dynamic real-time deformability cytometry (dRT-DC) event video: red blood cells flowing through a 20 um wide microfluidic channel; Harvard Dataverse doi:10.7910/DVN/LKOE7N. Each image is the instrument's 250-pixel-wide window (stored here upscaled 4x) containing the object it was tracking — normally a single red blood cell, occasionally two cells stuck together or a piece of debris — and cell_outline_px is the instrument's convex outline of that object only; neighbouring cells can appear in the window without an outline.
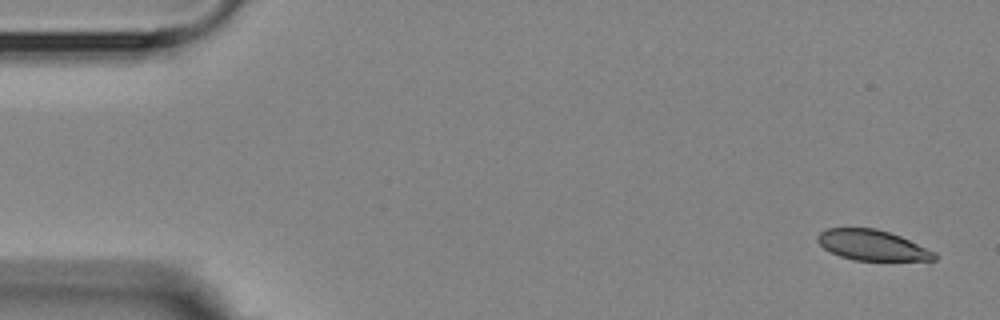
{"species": "Egyptian fruit bat (a non-hibernating species)", "species_latin": "Rousettus aegyptiacus", "temperature_condition": "room temperature", "stored_images_in_passage": 5, "camera_frame_rate_fps": 3000, "um_per_image_px": 0.085, "animal": {"sex": "female"}, "frame": {"image": 1, "passage_image": 1, "time_ms": 0.0, "image_size_px": [1000, 320], "cell_outline_px": [[936, 260], [856, 260], [840, 256], [824, 248], [816, 240], [816, 236], [820, 232], [828, 228], [876, 228], [900, 236], [936, 252]], "centroid_in_image_um": [74.12, 20.83], "position_along_channel_um": 10.9, "area_um2": 20.52}}